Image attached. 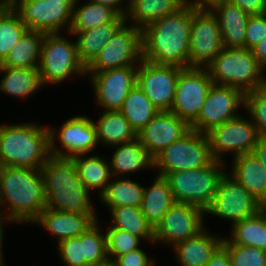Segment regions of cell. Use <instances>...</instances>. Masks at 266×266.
I'll return each instance as SVG.
<instances>
[{"label":"cell","mask_w":266,"mask_h":266,"mask_svg":"<svg viewBox=\"0 0 266 266\" xmlns=\"http://www.w3.org/2000/svg\"><path fill=\"white\" fill-rule=\"evenodd\" d=\"M193 13L194 8L185 3L176 12L146 26L142 30V59L188 68Z\"/></svg>","instance_id":"6da1fadb"},{"label":"cell","mask_w":266,"mask_h":266,"mask_svg":"<svg viewBox=\"0 0 266 266\" xmlns=\"http://www.w3.org/2000/svg\"><path fill=\"white\" fill-rule=\"evenodd\" d=\"M0 213L12 223H31L46 207L40 169L0 166Z\"/></svg>","instance_id":"7a4b0ae2"},{"label":"cell","mask_w":266,"mask_h":266,"mask_svg":"<svg viewBox=\"0 0 266 266\" xmlns=\"http://www.w3.org/2000/svg\"><path fill=\"white\" fill-rule=\"evenodd\" d=\"M40 171L46 195L45 208L96 214L90 191L79 179L73 159L50 156Z\"/></svg>","instance_id":"3957f363"},{"label":"cell","mask_w":266,"mask_h":266,"mask_svg":"<svg viewBox=\"0 0 266 266\" xmlns=\"http://www.w3.org/2000/svg\"><path fill=\"white\" fill-rule=\"evenodd\" d=\"M50 156L47 126L35 122L0 125V166L41 169Z\"/></svg>","instance_id":"277c9868"},{"label":"cell","mask_w":266,"mask_h":266,"mask_svg":"<svg viewBox=\"0 0 266 266\" xmlns=\"http://www.w3.org/2000/svg\"><path fill=\"white\" fill-rule=\"evenodd\" d=\"M206 68L214 84L235 87L244 94L266 84L265 70L245 47H224Z\"/></svg>","instance_id":"5b68a950"},{"label":"cell","mask_w":266,"mask_h":266,"mask_svg":"<svg viewBox=\"0 0 266 266\" xmlns=\"http://www.w3.org/2000/svg\"><path fill=\"white\" fill-rule=\"evenodd\" d=\"M226 163L214 160L210 165L197 169L167 173L168 181L176 202L197 206L204 211L212 203L220 180L225 175Z\"/></svg>","instance_id":"8992f818"},{"label":"cell","mask_w":266,"mask_h":266,"mask_svg":"<svg viewBox=\"0 0 266 266\" xmlns=\"http://www.w3.org/2000/svg\"><path fill=\"white\" fill-rule=\"evenodd\" d=\"M38 68L43 85L59 84L72 76H86L76 41L62 36L61 32L46 34Z\"/></svg>","instance_id":"52a82bcc"},{"label":"cell","mask_w":266,"mask_h":266,"mask_svg":"<svg viewBox=\"0 0 266 266\" xmlns=\"http://www.w3.org/2000/svg\"><path fill=\"white\" fill-rule=\"evenodd\" d=\"M214 161L206 134L190 130L154 158L159 176L210 165Z\"/></svg>","instance_id":"ba28073f"},{"label":"cell","mask_w":266,"mask_h":266,"mask_svg":"<svg viewBox=\"0 0 266 266\" xmlns=\"http://www.w3.org/2000/svg\"><path fill=\"white\" fill-rule=\"evenodd\" d=\"M10 4L29 30L46 34L61 32L64 26L70 30L73 5L66 0H10Z\"/></svg>","instance_id":"9c48e42d"},{"label":"cell","mask_w":266,"mask_h":266,"mask_svg":"<svg viewBox=\"0 0 266 266\" xmlns=\"http://www.w3.org/2000/svg\"><path fill=\"white\" fill-rule=\"evenodd\" d=\"M211 154L216 161L225 162L223 154L234 157L252 153L259 134L253 120L239 115L206 133Z\"/></svg>","instance_id":"30bf717a"},{"label":"cell","mask_w":266,"mask_h":266,"mask_svg":"<svg viewBox=\"0 0 266 266\" xmlns=\"http://www.w3.org/2000/svg\"><path fill=\"white\" fill-rule=\"evenodd\" d=\"M142 60V30L125 22L86 68V73L138 65Z\"/></svg>","instance_id":"8fae6325"},{"label":"cell","mask_w":266,"mask_h":266,"mask_svg":"<svg viewBox=\"0 0 266 266\" xmlns=\"http://www.w3.org/2000/svg\"><path fill=\"white\" fill-rule=\"evenodd\" d=\"M263 207L244 186L226 171L220 180L212 203L205 210V216L211 214L234 224L255 215Z\"/></svg>","instance_id":"7c38bea8"},{"label":"cell","mask_w":266,"mask_h":266,"mask_svg":"<svg viewBox=\"0 0 266 266\" xmlns=\"http://www.w3.org/2000/svg\"><path fill=\"white\" fill-rule=\"evenodd\" d=\"M48 128L51 156L72 159L79 155L89 154L98 145L96 127L93 120L86 115L69 118L63 122L60 129L52 128V126ZM58 139L61 147L56 145Z\"/></svg>","instance_id":"4fadbf2b"},{"label":"cell","mask_w":266,"mask_h":266,"mask_svg":"<svg viewBox=\"0 0 266 266\" xmlns=\"http://www.w3.org/2000/svg\"><path fill=\"white\" fill-rule=\"evenodd\" d=\"M212 85L207 68H183L179 73L170 112L191 125L198 118Z\"/></svg>","instance_id":"5bb4252c"},{"label":"cell","mask_w":266,"mask_h":266,"mask_svg":"<svg viewBox=\"0 0 266 266\" xmlns=\"http://www.w3.org/2000/svg\"><path fill=\"white\" fill-rule=\"evenodd\" d=\"M221 29L210 10H195L192 14L188 68H206L223 49Z\"/></svg>","instance_id":"9a60e30c"},{"label":"cell","mask_w":266,"mask_h":266,"mask_svg":"<svg viewBox=\"0 0 266 266\" xmlns=\"http://www.w3.org/2000/svg\"><path fill=\"white\" fill-rule=\"evenodd\" d=\"M241 107H245V94L240 89L213 83L198 118L190 127L206 134L212 128L238 117Z\"/></svg>","instance_id":"2e32d148"},{"label":"cell","mask_w":266,"mask_h":266,"mask_svg":"<svg viewBox=\"0 0 266 266\" xmlns=\"http://www.w3.org/2000/svg\"><path fill=\"white\" fill-rule=\"evenodd\" d=\"M205 211L197 206L175 202L154 229V242L174 247L205 228Z\"/></svg>","instance_id":"e0dca14e"},{"label":"cell","mask_w":266,"mask_h":266,"mask_svg":"<svg viewBox=\"0 0 266 266\" xmlns=\"http://www.w3.org/2000/svg\"><path fill=\"white\" fill-rule=\"evenodd\" d=\"M182 69L175 65L154 64L144 59L138 64L137 84L159 111L171 110Z\"/></svg>","instance_id":"ac0fdd59"},{"label":"cell","mask_w":266,"mask_h":266,"mask_svg":"<svg viewBox=\"0 0 266 266\" xmlns=\"http://www.w3.org/2000/svg\"><path fill=\"white\" fill-rule=\"evenodd\" d=\"M97 220L77 237L68 238L57 244V253L65 266H96L107 263L106 235Z\"/></svg>","instance_id":"d6986e66"},{"label":"cell","mask_w":266,"mask_h":266,"mask_svg":"<svg viewBox=\"0 0 266 266\" xmlns=\"http://www.w3.org/2000/svg\"><path fill=\"white\" fill-rule=\"evenodd\" d=\"M137 69L138 65H129L123 68L86 73L92 82L90 84L94 89L96 103L99 107H103V111L122 108L129 91L137 83Z\"/></svg>","instance_id":"ffe728a7"},{"label":"cell","mask_w":266,"mask_h":266,"mask_svg":"<svg viewBox=\"0 0 266 266\" xmlns=\"http://www.w3.org/2000/svg\"><path fill=\"white\" fill-rule=\"evenodd\" d=\"M191 130L190 125L170 111H159L152 120L137 133V138L154 159L172 143Z\"/></svg>","instance_id":"44dd1931"},{"label":"cell","mask_w":266,"mask_h":266,"mask_svg":"<svg viewBox=\"0 0 266 266\" xmlns=\"http://www.w3.org/2000/svg\"><path fill=\"white\" fill-rule=\"evenodd\" d=\"M97 214H81L45 208L32 222L42 226L56 236L57 244L65 239L77 237L91 227L98 219Z\"/></svg>","instance_id":"7402d4cb"},{"label":"cell","mask_w":266,"mask_h":266,"mask_svg":"<svg viewBox=\"0 0 266 266\" xmlns=\"http://www.w3.org/2000/svg\"><path fill=\"white\" fill-rule=\"evenodd\" d=\"M206 229L205 227L197 235L171 247L179 266H206L222 245L224 237L213 235Z\"/></svg>","instance_id":"603a6c76"},{"label":"cell","mask_w":266,"mask_h":266,"mask_svg":"<svg viewBox=\"0 0 266 266\" xmlns=\"http://www.w3.org/2000/svg\"><path fill=\"white\" fill-rule=\"evenodd\" d=\"M126 22V17L118 16L113 22L102 24L80 32H68L76 38L77 54L80 62L87 68L99 55L116 31Z\"/></svg>","instance_id":"cb8c5ba5"},{"label":"cell","mask_w":266,"mask_h":266,"mask_svg":"<svg viewBox=\"0 0 266 266\" xmlns=\"http://www.w3.org/2000/svg\"><path fill=\"white\" fill-rule=\"evenodd\" d=\"M230 175L266 207V171L260 160L248 153L232 158Z\"/></svg>","instance_id":"d4e9b609"},{"label":"cell","mask_w":266,"mask_h":266,"mask_svg":"<svg viewBox=\"0 0 266 266\" xmlns=\"http://www.w3.org/2000/svg\"><path fill=\"white\" fill-rule=\"evenodd\" d=\"M112 148H115L113 156L109 160L112 176L121 177L142 169H154V159L138 138Z\"/></svg>","instance_id":"484cf974"},{"label":"cell","mask_w":266,"mask_h":266,"mask_svg":"<svg viewBox=\"0 0 266 266\" xmlns=\"http://www.w3.org/2000/svg\"><path fill=\"white\" fill-rule=\"evenodd\" d=\"M212 12L219 22L223 47H244L249 14L228 0L216 6Z\"/></svg>","instance_id":"4316f807"},{"label":"cell","mask_w":266,"mask_h":266,"mask_svg":"<svg viewBox=\"0 0 266 266\" xmlns=\"http://www.w3.org/2000/svg\"><path fill=\"white\" fill-rule=\"evenodd\" d=\"M175 202L168 181L156 175L150 187L144 186L140 208L147 222L155 229Z\"/></svg>","instance_id":"83f0119b"},{"label":"cell","mask_w":266,"mask_h":266,"mask_svg":"<svg viewBox=\"0 0 266 266\" xmlns=\"http://www.w3.org/2000/svg\"><path fill=\"white\" fill-rule=\"evenodd\" d=\"M96 127L98 144L109 146L133 141L137 133L131 127L130 122L119 110L103 111L97 121H93Z\"/></svg>","instance_id":"f1b7e54d"},{"label":"cell","mask_w":266,"mask_h":266,"mask_svg":"<svg viewBox=\"0 0 266 266\" xmlns=\"http://www.w3.org/2000/svg\"><path fill=\"white\" fill-rule=\"evenodd\" d=\"M0 92L21 99L33 95L43 87L38 67L10 68L0 65Z\"/></svg>","instance_id":"f546056e"},{"label":"cell","mask_w":266,"mask_h":266,"mask_svg":"<svg viewBox=\"0 0 266 266\" xmlns=\"http://www.w3.org/2000/svg\"><path fill=\"white\" fill-rule=\"evenodd\" d=\"M185 0H129L126 22L143 30L151 23L176 12Z\"/></svg>","instance_id":"4dcf8cb0"},{"label":"cell","mask_w":266,"mask_h":266,"mask_svg":"<svg viewBox=\"0 0 266 266\" xmlns=\"http://www.w3.org/2000/svg\"><path fill=\"white\" fill-rule=\"evenodd\" d=\"M231 226L230 237H224L222 243H234L266 251V207Z\"/></svg>","instance_id":"1f68e13d"},{"label":"cell","mask_w":266,"mask_h":266,"mask_svg":"<svg viewBox=\"0 0 266 266\" xmlns=\"http://www.w3.org/2000/svg\"><path fill=\"white\" fill-rule=\"evenodd\" d=\"M76 164L79 179L85 187L91 190H99L100 196L106 189V186L112 179L110 163L107 158H102L98 154L89 156L87 154L79 155L72 158Z\"/></svg>","instance_id":"d6a6232c"},{"label":"cell","mask_w":266,"mask_h":266,"mask_svg":"<svg viewBox=\"0 0 266 266\" xmlns=\"http://www.w3.org/2000/svg\"><path fill=\"white\" fill-rule=\"evenodd\" d=\"M46 33L28 30L0 64L10 68L38 67Z\"/></svg>","instance_id":"836d02e7"},{"label":"cell","mask_w":266,"mask_h":266,"mask_svg":"<svg viewBox=\"0 0 266 266\" xmlns=\"http://www.w3.org/2000/svg\"><path fill=\"white\" fill-rule=\"evenodd\" d=\"M111 180L99 196L100 201L108 206L109 212L120 206H141L144 193L142 184L125 176L124 178L113 176Z\"/></svg>","instance_id":"e575fe53"},{"label":"cell","mask_w":266,"mask_h":266,"mask_svg":"<svg viewBox=\"0 0 266 266\" xmlns=\"http://www.w3.org/2000/svg\"><path fill=\"white\" fill-rule=\"evenodd\" d=\"M111 226L139 237L142 241L154 242V229L147 222L140 207L120 206L110 211Z\"/></svg>","instance_id":"d590c367"},{"label":"cell","mask_w":266,"mask_h":266,"mask_svg":"<svg viewBox=\"0 0 266 266\" xmlns=\"http://www.w3.org/2000/svg\"><path fill=\"white\" fill-rule=\"evenodd\" d=\"M119 111L130 122L136 133L142 130L159 112L137 83L129 91Z\"/></svg>","instance_id":"8d00e7d4"},{"label":"cell","mask_w":266,"mask_h":266,"mask_svg":"<svg viewBox=\"0 0 266 266\" xmlns=\"http://www.w3.org/2000/svg\"><path fill=\"white\" fill-rule=\"evenodd\" d=\"M79 6V7H78ZM119 14L111 7L88 0L73 6V18L69 32L85 31L105 23L113 22Z\"/></svg>","instance_id":"74e56055"},{"label":"cell","mask_w":266,"mask_h":266,"mask_svg":"<svg viewBox=\"0 0 266 266\" xmlns=\"http://www.w3.org/2000/svg\"><path fill=\"white\" fill-rule=\"evenodd\" d=\"M28 30L11 7L0 17V64Z\"/></svg>","instance_id":"f35d334b"},{"label":"cell","mask_w":266,"mask_h":266,"mask_svg":"<svg viewBox=\"0 0 266 266\" xmlns=\"http://www.w3.org/2000/svg\"><path fill=\"white\" fill-rule=\"evenodd\" d=\"M106 250L109 261L140 248L141 239L111 225L105 231Z\"/></svg>","instance_id":"ab89813d"},{"label":"cell","mask_w":266,"mask_h":266,"mask_svg":"<svg viewBox=\"0 0 266 266\" xmlns=\"http://www.w3.org/2000/svg\"><path fill=\"white\" fill-rule=\"evenodd\" d=\"M246 115L253 120L259 137H266V84L245 94Z\"/></svg>","instance_id":"60d3db41"},{"label":"cell","mask_w":266,"mask_h":266,"mask_svg":"<svg viewBox=\"0 0 266 266\" xmlns=\"http://www.w3.org/2000/svg\"><path fill=\"white\" fill-rule=\"evenodd\" d=\"M227 249L232 266H266V251L234 243H222Z\"/></svg>","instance_id":"b9f144b4"},{"label":"cell","mask_w":266,"mask_h":266,"mask_svg":"<svg viewBox=\"0 0 266 266\" xmlns=\"http://www.w3.org/2000/svg\"><path fill=\"white\" fill-rule=\"evenodd\" d=\"M266 37V13L249 15L246 24L244 47L252 50Z\"/></svg>","instance_id":"7bdbcfd3"},{"label":"cell","mask_w":266,"mask_h":266,"mask_svg":"<svg viewBox=\"0 0 266 266\" xmlns=\"http://www.w3.org/2000/svg\"><path fill=\"white\" fill-rule=\"evenodd\" d=\"M155 260L150 258L142 248L116 257L112 263L114 266H156Z\"/></svg>","instance_id":"ee69618b"},{"label":"cell","mask_w":266,"mask_h":266,"mask_svg":"<svg viewBox=\"0 0 266 266\" xmlns=\"http://www.w3.org/2000/svg\"><path fill=\"white\" fill-rule=\"evenodd\" d=\"M249 15L266 13V0H228Z\"/></svg>","instance_id":"f6af8a7d"},{"label":"cell","mask_w":266,"mask_h":266,"mask_svg":"<svg viewBox=\"0 0 266 266\" xmlns=\"http://www.w3.org/2000/svg\"><path fill=\"white\" fill-rule=\"evenodd\" d=\"M206 266H232L227 249L221 245Z\"/></svg>","instance_id":"bcb514c9"},{"label":"cell","mask_w":266,"mask_h":266,"mask_svg":"<svg viewBox=\"0 0 266 266\" xmlns=\"http://www.w3.org/2000/svg\"><path fill=\"white\" fill-rule=\"evenodd\" d=\"M114 9L120 16L126 17L129 10V0H91ZM126 3V5L124 4Z\"/></svg>","instance_id":"7dc6e473"},{"label":"cell","mask_w":266,"mask_h":266,"mask_svg":"<svg viewBox=\"0 0 266 266\" xmlns=\"http://www.w3.org/2000/svg\"><path fill=\"white\" fill-rule=\"evenodd\" d=\"M227 0H185L195 10H210L212 11L216 6L223 4Z\"/></svg>","instance_id":"c3c4849f"},{"label":"cell","mask_w":266,"mask_h":266,"mask_svg":"<svg viewBox=\"0 0 266 266\" xmlns=\"http://www.w3.org/2000/svg\"><path fill=\"white\" fill-rule=\"evenodd\" d=\"M252 52L256 57L258 64L266 72V37L258 42V44L252 49Z\"/></svg>","instance_id":"681fc988"},{"label":"cell","mask_w":266,"mask_h":266,"mask_svg":"<svg viewBox=\"0 0 266 266\" xmlns=\"http://www.w3.org/2000/svg\"><path fill=\"white\" fill-rule=\"evenodd\" d=\"M261 162L266 171V137H259L252 152Z\"/></svg>","instance_id":"f907efd6"},{"label":"cell","mask_w":266,"mask_h":266,"mask_svg":"<svg viewBox=\"0 0 266 266\" xmlns=\"http://www.w3.org/2000/svg\"><path fill=\"white\" fill-rule=\"evenodd\" d=\"M9 223L12 224L11 221L7 220L1 213H0V266H5L4 265V257H3V236H4V223Z\"/></svg>","instance_id":"816d5d0a"},{"label":"cell","mask_w":266,"mask_h":266,"mask_svg":"<svg viewBox=\"0 0 266 266\" xmlns=\"http://www.w3.org/2000/svg\"><path fill=\"white\" fill-rule=\"evenodd\" d=\"M11 7L10 0H0V17Z\"/></svg>","instance_id":"f5cc1de1"},{"label":"cell","mask_w":266,"mask_h":266,"mask_svg":"<svg viewBox=\"0 0 266 266\" xmlns=\"http://www.w3.org/2000/svg\"><path fill=\"white\" fill-rule=\"evenodd\" d=\"M96 266H114L113 263L111 261H108L107 263L105 264H102V265H96Z\"/></svg>","instance_id":"db71d44e"},{"label":"cell","mask_w":266,"mask_h":266,"mask_svg":"<svg viewBox=\"0 0 266 266\" xmlns=\"http://www.w3.org/2000/svg\"><path fill=\"white\" fill-rule=\"evenodd\" d=\"M67 2H70L73 6L79 2L80 0H66Z\"/></svg>","instance_id":"11a10c76"}]
</instances>
